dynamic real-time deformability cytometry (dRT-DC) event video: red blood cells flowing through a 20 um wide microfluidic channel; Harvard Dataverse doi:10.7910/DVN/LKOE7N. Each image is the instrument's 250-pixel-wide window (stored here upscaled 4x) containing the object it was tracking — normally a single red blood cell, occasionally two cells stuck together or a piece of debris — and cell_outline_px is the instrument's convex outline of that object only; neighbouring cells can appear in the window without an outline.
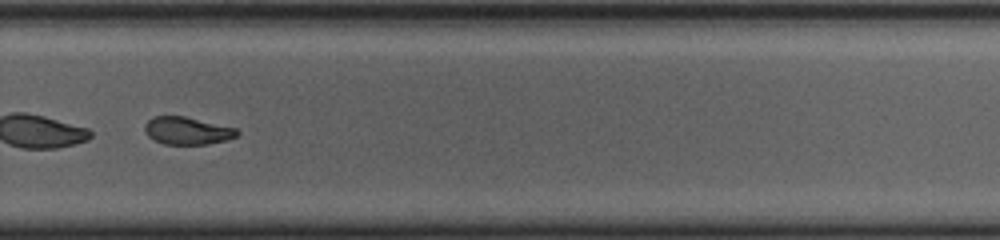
{"species": "common noctule bat (a hibernating species)", "species_latin": "Nyctalus noctula", "temperature_condition": "cold", "stored_images_in_passage": 41, "camera_frame_rate_fps": 3000, "um_per_image_px": 0.085, "animal": {"sex": "female", "body_mass_g": 23.0, "forearm_length_mm": 53.4}, "frame": {"image": 1, "passage_image": 24, "time_ms": 7.667, "image_size_px": [1000, 240], "cell_outline_px": [[240, 132], [236, 136], [224, 140], [208, 144], [164, 144], [148, 136], [144, 128], [144, 124], [152, 116], [184, 116], [236, 128]], "centroid_in_image_um": [15.89, 11.1], "position_along_channel_um": 313.9, "area_um2": 14.68}, "authors_computed_cell_mechanics": {"area_um2": 16.0106, "velocity_mm_per_s": 3.6724, "shape_relaxation_time_tau1_ms": 2.5174, "shape_relaxation_time_tau2_ms": 3.2858, "deformation_change_tau1": 0.1365, "deformation_change_tau2": 0.0782}}